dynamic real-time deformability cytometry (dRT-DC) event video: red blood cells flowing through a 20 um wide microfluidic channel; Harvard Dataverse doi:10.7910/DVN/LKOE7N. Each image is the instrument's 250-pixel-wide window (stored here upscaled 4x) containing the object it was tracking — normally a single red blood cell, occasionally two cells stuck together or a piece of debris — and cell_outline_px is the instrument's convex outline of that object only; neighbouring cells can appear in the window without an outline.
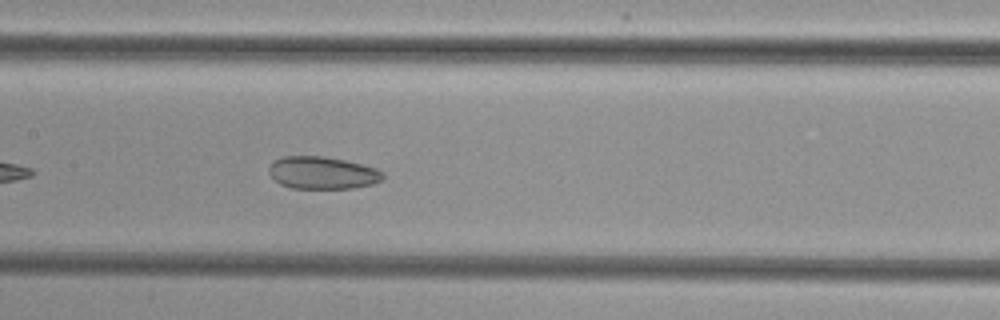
{"species": "common noctule bat (a hibernating species)", "species_latin": "Nyctalus noctula", "temperature_condition": "cold", "stored_images_in_passage": 32, "camera_frame_rate_fps": 3000, "um_per_image_px": 0.085, "animal": {"sex": "female", "body_mass_g": 29.2, "forearm_length_mm": 56.3}, "frame": {"image": 1, "passage_image": 12, "time_ms": 3.667, "image_size_px": [1000, 320], "cell_outline_px": [[384, 176], [380, 180], [372, 184], [352, 188], [292, 188], [280, 184], [268, 172], [268, 168], [276, 160], [284, 156], [324, 156], [344, 160], [376, 168], [384, 172]], "centroid_in_image_um": [27.41, 14.69], "position_along_channel_um": 180.0, "area_um2": 21.33}}
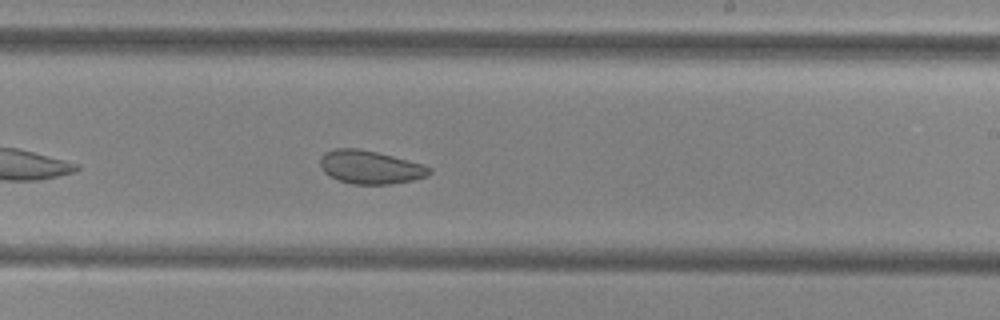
{"frame": {"image": 2, "passage_image": 18, "time_ms": 5.667, "image_size_px": [1000, 320], "cell_outline_px": [[432, 172], [428, 176], [412, 180], [392, 184], [352, 184], [328, 176], [324, 172], [320, 164], [320, 156], [324, 152], [336, 148], [360, 148], [424, 164], [432, 168]], "centroid_in_image_um": [31.47, 14.21], "position_along_channel_um": 257.5, "area_um2": 21.33}}
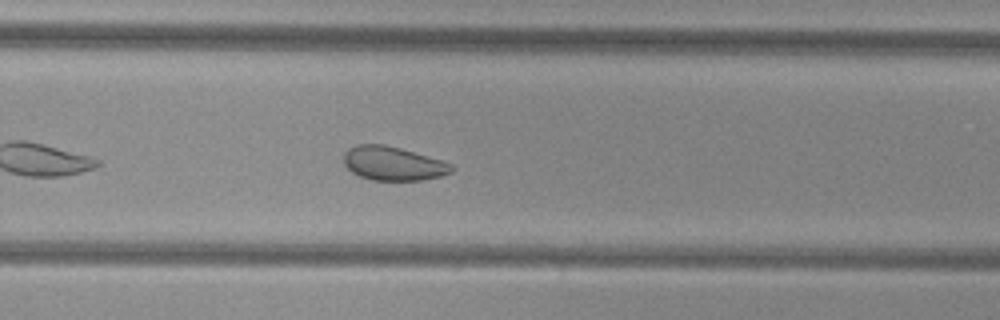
{"frame": {"image": 3, "passage_image": 21, "time_ms": 6.667, "image_size_px": [1000, 320], "cell_outline_px": [[456, 168], [452, 172], [440, 176], [424, 180], [372, 180], [360, 176], [352, 172], [344, 164], [344, 152], [348, 148], [356, 144], [384, 144], [400, 148], [440, 160], [452, 164]], "centroid_in_image_um": [33.4, 13.89], "position_along_channel_um": 296.4, "area_um2": 21.27}}